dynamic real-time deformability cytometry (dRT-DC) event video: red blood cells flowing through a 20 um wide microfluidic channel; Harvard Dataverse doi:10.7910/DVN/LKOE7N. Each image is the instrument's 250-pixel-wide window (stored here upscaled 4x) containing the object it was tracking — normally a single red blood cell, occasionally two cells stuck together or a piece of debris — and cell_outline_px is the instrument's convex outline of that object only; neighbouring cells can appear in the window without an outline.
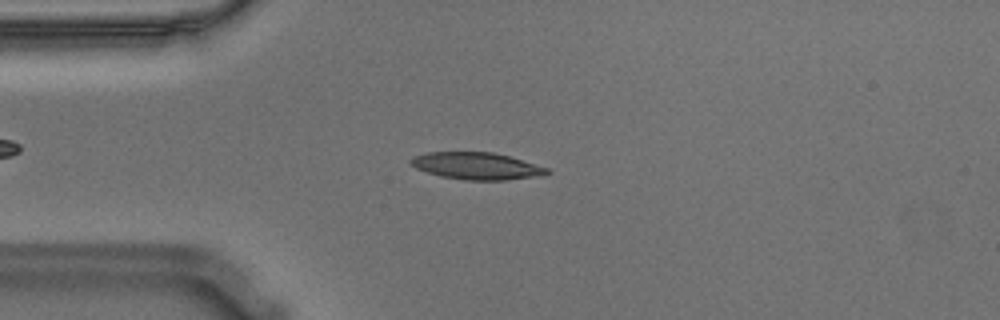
{"species": "Egyptian fruit bat (a non-hibernating species)", "species_latin": "Rousettus aegyptiacus", "temperature_condition": "warm", "stored_images_in_passage": 55, "camera_frame_rate_fps": 3000, "um_per_image_px": 0.085, "animal": {"sex": "male"}, "frame": {"image": 1, "passage_image": 13, "time_ms": 4.0, "image_size_px": [1000, 320], "cell_outline_px": [[552, 172], [540, 176], [504, 180], [464, 180], [440, 176], [416, 168], [408, 160], [416, 156], [428, 152], [492, 152], [508, 156], [548, 168]], "centroid_in_image_um": [40.53, 14.11], "position_along_channel_um": 44.5, "area_um2": 21.27}}
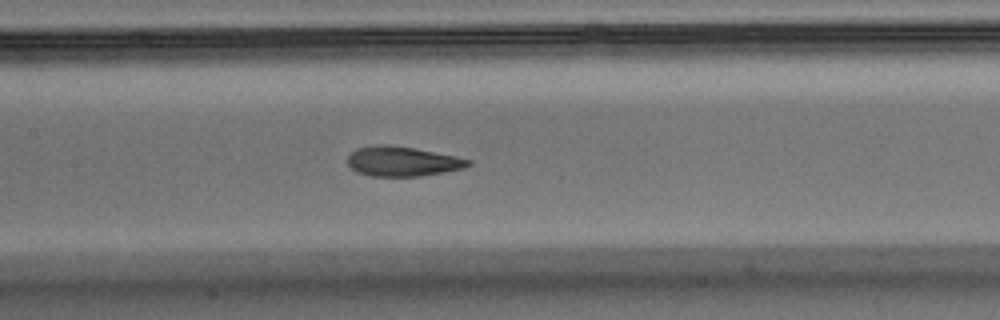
{"frame": {"image": 2, "passage_image": 25, "time_ms": 8.0, "image_size_px": [1000, 320], "cell_outline_px": [[472, 164], [464, 168], [444, 172], [420, 176], [372, 176], [356, 172], [348, 164], [348, 156], [352, 152], [360, 148], [376, 144], [388, 144], [412, 148], [456, 156], [472, 160]], "centroid_in_image_um": [34.22, 13.72], "position_along_channel_um": 173.2, "area_um2": 20.81}}
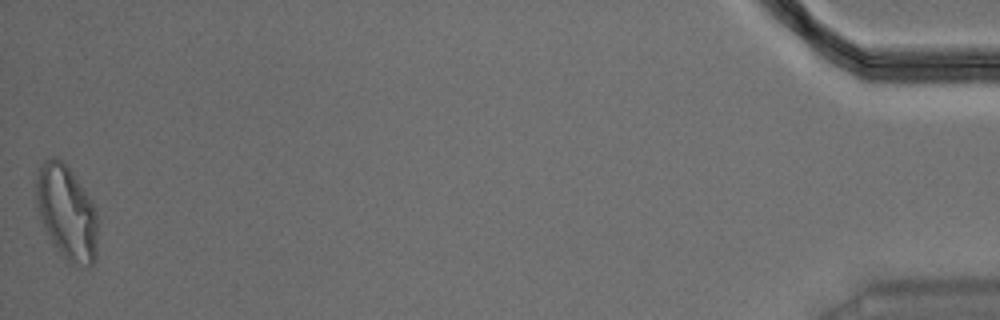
{"frame": {"image": 3, "passage_image": 55, "time_ms": 18.0, "image_size_px": [1000, 320], "cell_outline_px": [[96, 260], [88, 268], [76, 268], [52, 244], [44, 228], [36, 208], [36, 176], [44, 160], [52, 156], [56, 156], [72, 172], [92, 200], [96, 212]], "centroid_in_image_um": [5.66, 18.1], "position_along_channel_um": 429.5, "area_um2": 33.99}, "authors_computed_cell_mechanics": {"area_um2": 21.5016, "velocity_mm_per_s": 3.5556, "shape_relaxation_time_tau1_ms": null, "shape_relaxation_time_tau2_ms": 1.7255, "deformation_change_tau1": null, "deformation_change_tau2": 0.0898}}